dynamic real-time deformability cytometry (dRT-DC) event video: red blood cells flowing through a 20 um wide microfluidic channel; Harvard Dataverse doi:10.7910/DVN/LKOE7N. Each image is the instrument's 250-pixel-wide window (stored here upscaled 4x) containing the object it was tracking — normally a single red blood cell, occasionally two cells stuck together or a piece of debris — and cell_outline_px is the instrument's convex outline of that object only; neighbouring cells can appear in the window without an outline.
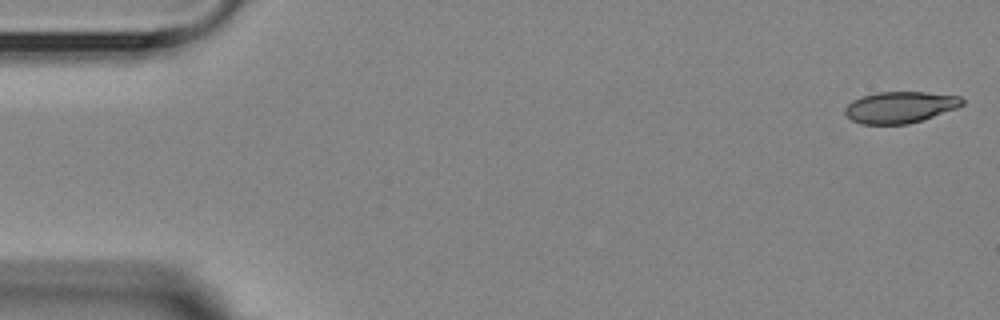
{"species": "Egyptian fruit bat (a non-hibernating species)", "species_latin": "Rousettus aegyptiacus", "temperature_condition": "room temperature", "stored_images_in_passage": 3, "camera_frame_rate_fps": 3000, "um_per_image_px": 0.085, "animal": {"sex": "female"}, "frame": {"image": 1, "passage_image": 1, "time_ms": 0.0, "image_size_px": [1000, 320], "cell_outline_px": [[964, 104], [956, 108], [908, 124], [860, 124], [852, 120], [844, 112], [844, 108], [852, 100], [860, 96], [876, 92], [924, 92], [960, 96], [964, 100]], "centroid_in_image_um": [76.46, 9.1], "position_along_channel_um": 8.5, "area_um2": 21.39}}